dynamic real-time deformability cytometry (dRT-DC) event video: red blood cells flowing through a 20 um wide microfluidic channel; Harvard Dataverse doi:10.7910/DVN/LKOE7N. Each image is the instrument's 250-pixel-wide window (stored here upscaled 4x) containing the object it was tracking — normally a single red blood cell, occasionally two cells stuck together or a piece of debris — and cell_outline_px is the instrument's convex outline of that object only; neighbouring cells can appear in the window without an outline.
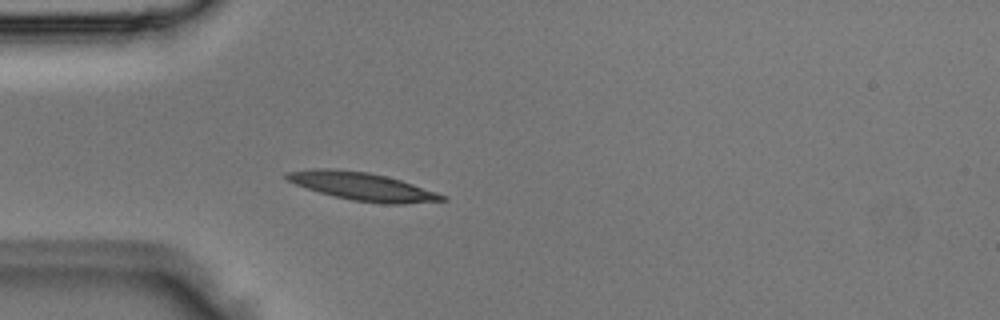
{"species": "Egyptian fruit bat (a non-hibernating species)", "species_latin": "Rousettus aegyptiacus", "temperature_condition": "room temperature", "stored_images_in_passage": 4, "camera_frame_rate_fps": 3000, "um_per_image_px": 0.085, "animal": {"sex": "male"}, "frame": {"image": 1, "passage_image": 4, "time_ms": 1.0, "image_size_px": [1000, 320], "cell_outline_px": [[448, 200], [404, 204], [384, 204], [352, 200], [332, 196], [296, 184], [288, 180], [284, 176], [284, 172], [316, 168], [328, 168], [368, 172], [400, 180], [448, 196]], "centroid_in_image_um": [30.81, 15.85], "position_along_channel_um": 54.2, "area_um2": 25.2}}